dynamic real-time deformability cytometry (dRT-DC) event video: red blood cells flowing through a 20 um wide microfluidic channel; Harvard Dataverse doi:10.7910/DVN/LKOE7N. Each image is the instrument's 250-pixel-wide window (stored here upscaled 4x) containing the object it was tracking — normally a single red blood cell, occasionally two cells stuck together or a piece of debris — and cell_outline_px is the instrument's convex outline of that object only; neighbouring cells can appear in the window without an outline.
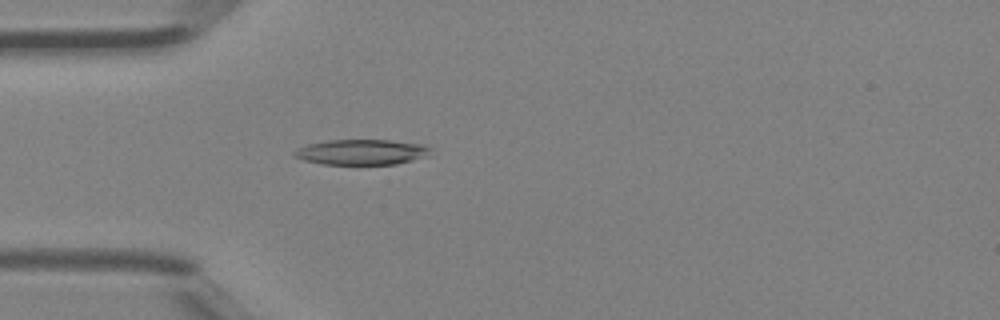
{"species": "Egyptian fruit bat (a non-hibernating species)", "species_latin": "Rousettus aegyptiacus", "temperature_condition": "room temperature", "stored_images_in_passage": 46, "camera_frame_rate_fps": 3000, "um_per_image_px": 0.085, "animal": {"sex": "female"}, "frame": {"image": 1, "passage_image": 14, "time_ms": 4.333, "image_size_px": [1000, 320], "cell_outline_px": [[432, 156], [396, 164], [324, 164], [304, 160], [296, 156], [292, 152], [308, 144], [328, 140], [388, 140], [424, 144], [432, 148]], "centroid_in_image_um": [30.85, 12.92], "position_along_channel_um": 54.2, "area_um2": 20.23}}
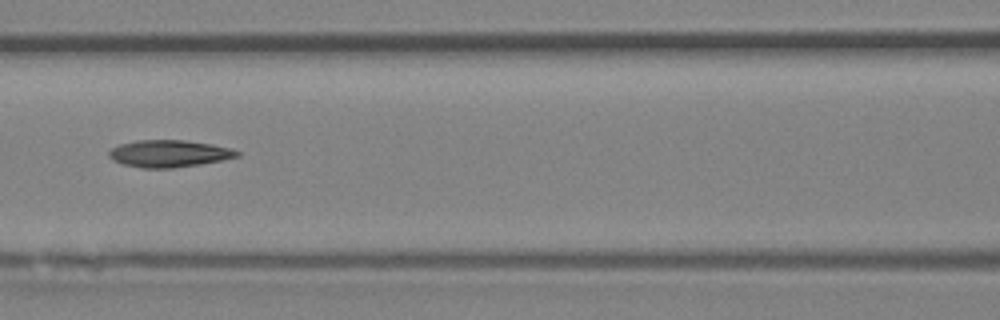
{"frame": {"image": 2, "passage_image": 21, "time_ms": 6.667, "image_size_px": [1000, 320], "cell_outline_px": [[240, 156], [200, 164], [172, 168], [144, 168], [124, 164], [112, 160], [108, 156], [108, 152], [112, 148], [120, 144], [136, 140], [184, 140], [212, 144], [232, 148], [240, 152]], "centroid_in_image_um": [14.37, 13.05], "position_along_channel_um": 152.2, "area_um2": 20.17}}
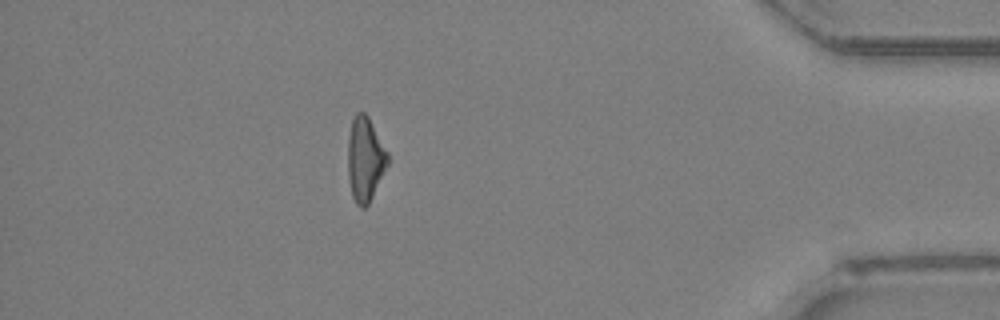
{"frame": {"image": 3, "passage_image": 41, "time_ms": 13.333, "image_size_px": [1000, 320], "cell_outline_px": [[388, 164], [368, 204], [364, 208], [360, 208], [356, 204], [352, 196], [348, 176], [348, 136], [352, 120], [356, 112], [364, 112], [368, 116], [388, 152]], "centroid_in_image_um": [31.02, 13.52], "position_along_channel_um": 404.2, "area_um2": 19.48}, "authors_computed_cell_mechanics": {"area_um2": 19.9988, "velocity_mm_per_s": 4.4949, "shape_relaxation_time_tau1_ms": 7.1259, "shape_relaxation_time_tau2_ms": 5.6834, "deformation_change_tau1": 0.2108, "deformation_change_tau2": 0.1972}}